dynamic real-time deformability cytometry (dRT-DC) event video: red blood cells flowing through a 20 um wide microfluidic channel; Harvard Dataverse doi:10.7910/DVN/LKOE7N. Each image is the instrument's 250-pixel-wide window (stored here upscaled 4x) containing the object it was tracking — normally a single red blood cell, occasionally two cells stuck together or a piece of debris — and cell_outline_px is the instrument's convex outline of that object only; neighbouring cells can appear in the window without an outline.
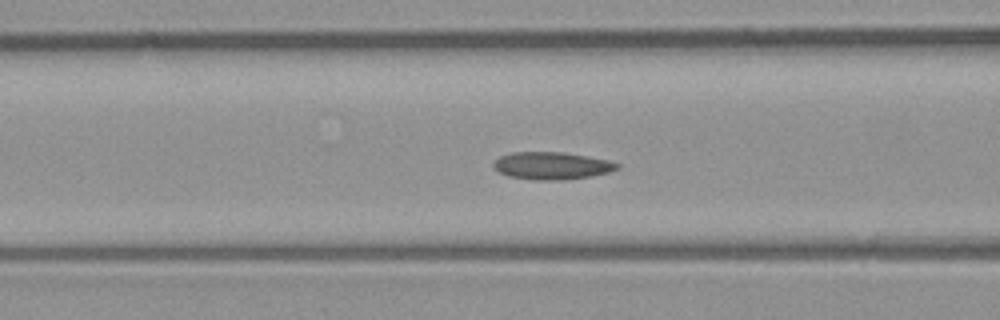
{"species": "common noctule bat (a hibernating species)", "species_latin": "Nyctalus noctula", "temperature_condition": "room temperature", "stored_images_in_passage": 53, "camera_frame_rate_fps": 3000, "um_per_image_px": 0.085, "animal": {"sex": "male", "body_mass_g": 23.1, "forearm_length_mm": 52.7}, "frame": {"image": 1, "passage_image": 21, "time_ms": 6.667, "image_size_px": [1000, 320], "cell_outline_px": [[620, 168], [608, 172], [588, 176], [564, 180], [532, 180], [508, 176], [500, 172], [492, 164], [500, 156], [512, 152], [564, 152], [608, 160], [620, 164]], "centroid_in_image_um": [46.9, 14.08], "position_along_channel_um": 119.7, "area_um2": 19.65}}
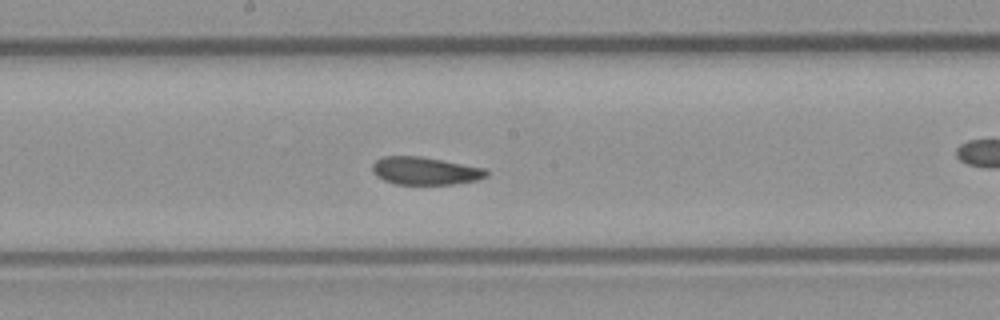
{"frame": {"image": 2, "passage_image": 28, "time_ms": 9.0, "image_size_px": [1000, 320], "cell_outline_px": [[488, 176], [476, 180], [452, 184], [396, 184], [384, 180], [376, 176], [372, 172], [372, 164], [376, 160], [384, 156], [420, 156], [488, 168]], "centroid_in_image_um": [36.15, 14.52], "position_along_channel_um": 212.1, "area_um2": 18.55}}
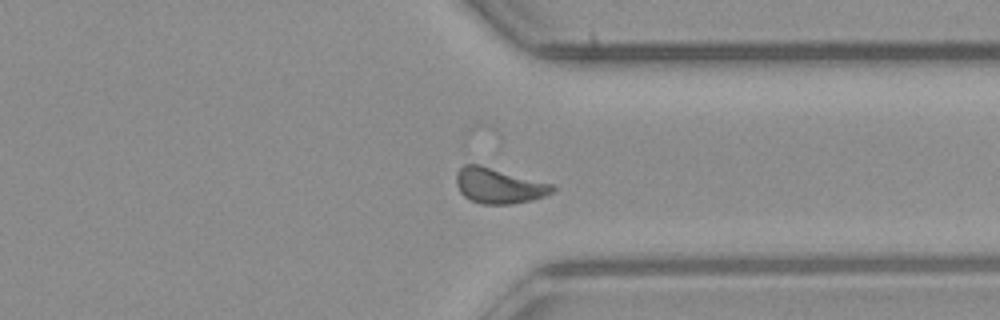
{"frame": {"image": 3, "passage_image": 40, "time_ms": 13.0, "image_size_px": [1000, 320], "cell_outline_px": [[556, 188], [552, 192], [544, 196], [532, 200], [512, 204], [480, 204], [468, 200], [460, 192], [456, 184], [456, 172], [464, 164], [480, 164], [556, 184]], "centroid_in_image_um": [42.41, 15.78], "position_along_channel_um": 369.0, "area_um2": 20.29}, "authors_computed_cell_mechanics": {"area_um2": 19.074, "velocity_mm_per_s": 3.9488, "shape_relaxation_time_tau1_ms": 2.819, "shape_relaxation_time_tau2_ms": 1.3699, "deformation_change_tau1": 0.0931, "deformation_change_tau2": 0.0723}}